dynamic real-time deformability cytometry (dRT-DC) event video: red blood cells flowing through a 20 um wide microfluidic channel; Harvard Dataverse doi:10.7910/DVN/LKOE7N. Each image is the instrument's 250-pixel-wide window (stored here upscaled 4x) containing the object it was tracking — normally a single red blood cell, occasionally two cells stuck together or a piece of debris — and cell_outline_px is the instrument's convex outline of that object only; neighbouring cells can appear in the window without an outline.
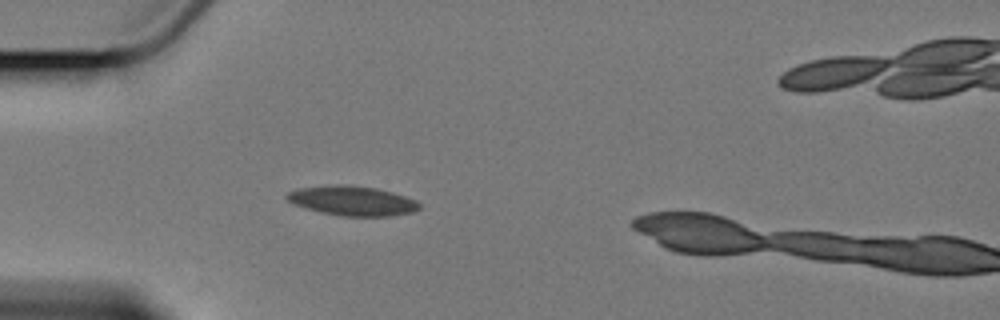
{"species": "Egyptian fruit bat (a non-hibernating species)", "species_latin": "Rousettus aegyptiacus", "temperature_condition": "cold", "stored_images_in_passage": 6, "camera_frame_rate_fps": 3000, "um_per_image_px": 0.085, "animal": {"sex": "female"}, "frame": {"image": 1, "passage_image": 5, "time_ms": 5.333, "image_size_px": [1000, 320], "cell_outline_px": [[420, 208], [412, 212], [388, 216], [340, 216], [320, 212], [292, 204], [284, 196], [288, 192], [300, 188], [336, 184], [340, 184], [376, 188], [392, 192], [416, 200], [420, 204]], "centroid_in_image_um": [29.92, 17.07], "position_along_channel_um": 55.1, "area_um2": 22.77}}